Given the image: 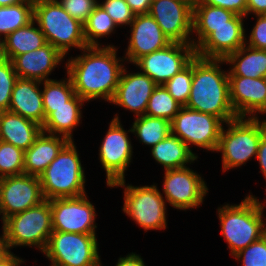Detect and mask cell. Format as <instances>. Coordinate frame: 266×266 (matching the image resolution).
I'll return each instance as SVG.
<instances>
[{
	"label": "cell",
	"mask_w": 266,
	"mask_h": 266,
	"mask_svg": "<svg viewBox=\"0 0 266 266\" xmlns=\"http://www.w3.org/2000/svg\"><path fill=\"white\" fill-rule=\"evenodd\" d=\"M193 76V59L180 72L163 84L169 94L182 106H186Z\"/></svg>",
	"instance_id": "36"
},
{
	"label": "cell",
	"mask_w": 266,
	"mask_h": 266,
	"mask_svg": "<svg viewBox=\"0 0 266 266\" xmlns=\"http://www.w3.org/2000/svg\"><path fill=\"white\" fill-rule=\"evenodd\" d=\"M64 57L53 45L47 43L39 49L17 55L12 63L19 78L43 82L52 80L47 78L48 75H51Z\"/></svg>",
	"instance_id": "21"
},
{
	"label": "cell",
	"mask_w": 266,
	"mask_h": 266,
	"mask_svg": "<svg viewBox=\"0 0 266 266\" xmlns=\"http://www.w3.org/2000/svg\"><path fill=\"white\" fill-rule=\"evenodd\" d=\"M196 56L192 44L171 42L165 48L139 58L134 64L157 85H163Z\"/></svg>",
	"instance_id": "12"
},
{
	"label": "cell",
	"mask_w": 266,
	"mask_h": 266,
	"mask_svg": "<svg viewBox=\"0 0 266 266\" xmlns=\"http://www.w3.org/2000/svg\"><path fill=\"white\" fill-rule=\"evenodd\" d=\"M110 15L113 21L119 25H130L135 14L125 0H105L100 4Z\"/></svg>",
	"instance_id": "39"
},
{
	"label": "cell",
	"mask_w": 266,
	"mask_h": 266,
	"mask_svg": "<svg viewBox=\"0 0 266 266\" xmlns=\"http://www.w3.org/2000/svg\"><path fill=\"white\" fill-rule=\"evenodd\" d=\"M41 132L24 153V174L40 176L69 142L65 137ZM62 137V138H60Z\"/></svg>",
	"instance_id": "23"
},
{
	"label": "cell",
	"mask_w": 266,
	"mask_h": 266,
	"mask_svg": "<svg viewBox=\"0 0 266 266\" xmlns=\"http://www.w3.org/2000/svg\"><path fill=\"white\" fill-rule=\"evenodd\" d=\"M123 68L115 94L110 103L130 110L138 116L145 115L149 98L157 84L146 74L128 73Z\"/></svg>",
	"instance_id": "20"
},
{
	"label": "cell",
	"mask_w": 266,
	"mask_h": 266,
	"mask_svg": "<svg viewBox=\"0 0 266 266\" xmlns=\"http://www.w3.org/2000/svg\"><path fill=\"white\" fill-rule=\"evenodd\" d=\"M235 15L232 11L224 8L202 4L199 0H194L192 27L231 26V19Z\"/></svg>",
	"instance_id": "32"
},
{
	"label": "cell",
	"mask_w": 266,
	"mask_h": 266,
	"mask_svg": "<svg viewBox=\"0 0 266 266\" xmlns=\"http://www.w3.org/2000/svg\"><path fill=\"white\" fill-rule=\"evenodd\" d=\"M110 122L99 148L100 162L106 171V183L109 187L125 179V170L129 167L133 155L131 140L122 127L118 114Z\"/></svg>",
	"instance_id": "15"
},
{
	"label": "cell",
	"mask_w": 266,
	"mask_h": 266,
	"mask_svg": "<svg viewBox=\"0 0 266 266\" xmlns=\"http://www.w3.org/2000/svg\"><path fill=\"white\" fill-rule=\"evenodd\" d=\"M135 15L149 13L152 0H125Z\"/></svg>",
	"instance_id": "43"
},
{
	"label": "cell",
	"mask_w": 266,
	"mask_h": 266,
	"mask_svg": "<svg viewBox=\"0 0 266 266\" xmlns=\"http://www.w3.org/2000/svg\"><path fill=\"white\" fill-rule=\"evenodd\" d=\"M151 149L153 158L164 170L186 167L187 163L191 164L198 157L180 138L172 134Z\"/></svg>",
	"instance_id": "28"
},
{
	"label": "cell",
	"mask_w": 266,
	"mask_h": 266,
	"mask_svg": "<svg viewBox=\"0 0 266 266\" xmlns=\"http://www.w3.org/2000/svg\"><path fill=\"white\" fill-rule=\"evenodd\" d=\"M131 35L124 59L135 63L139 58L168 46L171 41L149 14L135 15L130 24Z\"/></svg>",
	"instance_id": "19"
},
{
	"label": "cell",
	"mask_w": 266,
	"mask_h": 266,
	"mask_svg": "<svg viewBox=\"0 0 266 266\" xmlns=\"http://www.w3.org/2000/svg\"><path fill=\"white\" fill-rule=\"evenodd\" d=\"M96 234L53 231L43 253L51 266H100Z\"/></svg>",
	"instance_id": "9"
},
{
	"label": "cell",
	"mask_w": 266,
	"mask_h": 266,
	"mask_svg": "<svg viewBox=\"0 0 266 266\" xmlns=\"http://www.w3.org/2000/svg\"><path fill=\"white\" fill-rule=\"evenodd\" d=\"M25 1L26 0H0V6H12Z\"/></svg>",
	"instance_id": "49"
},
{
	"label": "cell",
	"mask_w": 266,
	"mask_h": 266,
	"mask_svg": "<svg viewBox=\"0 0 266 266\" xmlns=\"http://www.w3.org/2000/svg\"><path fill=\"white\" fill-rule=\"evenodd\" d=\"M32 20L2 39L3 58L13 60L17 55L34 51L47 44L44 34Z\"/></svg>",
	"instance_id": "27"
},
{
	"label": "cell",
	"mask_w": 266,
	"mask_h": 266,
	"mask_svg": "<svg viewBox=\"0 0 266 266\" xmlns=\"http://www.w3.org/2000/svg\"><path fill=\"white\" fill-rule=\"evenodd\" d=\"M42 132L37 123L8 110L0 114V141L9 143L24 152Z\"/></svg>",
	"instance_id": "24"
},
{
	"label": "cell",
	"mask_w": 266,
	"mask_h": 266,
	"mask_svg": "<svg viewBox=\"0 0 266 266\" xmlns=\"http://www.w3.org/2000/svg\"><path fill=\"white\" fill-rule=\"evenodd\" d=\"M83 54L70 57L65 63L75 93L85 102L102 98L111 102L123 68L117 58V48L113 45L103 47L87 46Z\"/></svg>",
	"instance_id": "1"
},
{
	"label": "cell",
	"mask_w": 266,
	"mask_h": 266,
	"mask_svg": "<svg viewBox=\"0 0 266 266\" xmlns=\"http://www.w3.org/2000/svg\"><path fill=\"white\" fill-rule=\"evenodd\" d=\"M128 132L137 135L140 142L153 147L171 134V122L164 118L142 115L136 117Z\"/></svg>",
	"instance_id": "29"
},
{
	"label": "cell",
	"mask_w": 266,
	"mask_h": 266,
	"mask_svg": "<svg viewBox=\"0 0 266 266\" xmlns=\"http://www.w3.org/2000/svg\"><path fill=\"white\" fill-rule=\"evenodd\" d=\"M116 266H145V263L140 255L130 253L126 257H120Z\"/></svg>",
	"instance_id": "45"
},
{
	"label": "cell",
	"mask_w": 266,
	"mask_h": 266,
	"mask_svg": "<svg viewBox=\"0 0 266 266\" xmlns=\"http://www.w3.org/2000/svg\"><path fill=\"white\" fill-rule=\"evenodd\" d=\"M224 59L193 58V76L186 107L219 117L224 123L237 118L229 98L228 71Z\"/></svg>",
	"instance_id": "2"
},
{
	"label": "cell",
	"mask_w": 266,
	"mask_h": 266,
	"mask_svg": "<svg viewBox=\"0 0 266 266\" xmlns=\"http://www.w3.org/2000/svg\"><path fill=\"white\" fill-rule=\"evenodd\" d=\"M202 4L224 8L236 15L247 16L246 0H199Z\"/></svg>",
	"instance_id": "42"
},
{
	"label": "cell",
	"mask_w": 266,
	"mask_h": 266,
	"mask_svg": "<svg viewBox=\"0 0 266 266\" xmlns=\"http://www.w3.org/2000/svg\"><path fill=\"white\" fill-rule=\"evenodd\" d=\"M38 176L21 174L0 178V215L2 222L44 201Z\"/></svg>",
	"instance_id": "13"
},
{
	"label": "cell",
	"mask_w": 266,
	"mask_h": 266,
	"mask_svg": "<svg viewBox=\"0 0 266 266\" xmlns=\"http://www.w3.org/2000/svg\"><path fill=\"white\" fill-rule=\"evenodd\" d=\"M247 16L248 14L263 15L266 14V0H246Z\"/></svg>",
	"instance_id": "46"
},
{
	"label": "cell",
	"mask_w": 266,
	"mask_h": 266,
	"mask_svg": "<svg viewBox=\"0 0 266 266\" xmlns=\"http://www.w3.org/2000/svg\"><path fill=\"white\" fill-rule=\"evenodd\" d=\"M11 251L9 250L8 243L5 239L4 233L0 236V262L5 259Z\"/></svg>",
	"instance_id": "48"
},
{
	"label": "cell",
	"mask_w": 266,
	"mask_h": 266,
	"mask_svg": "<svg viewBox=\"0 0 266 266\" xmlns=\"http://www.w3.org/2000/svg\"><path fill=\"white\" fill-rule=\"evenodd\" d=\"M22 262L23 259L14 256L11 252L5 259L0 262V266H19Z\"/></svg>",
	"instance_id": "47"
},
{
	"label": "cell",
	"mask_w": 266,
	"mask_h": 266,
	"mask_svg": "<svg viewBox=\"0 0 266 266\" xmlns=\"http://www.w3.org/2000/svg\"><path fill=\"white\" fill-rule=\"evenodd\" d=\"M41 81L18 78L11 94L8 111L21 115L42 127L45 111L42 101Z\"/></svg>",
	"instance_id": "22"
},
{
	"label": "cell",
	"mask_w": 266,
	"mask_h": 266,
	"mask_svg": "<svg viewBox=\"0 0 266 266\" xmlns=\"http://www.w3.org/2000/svg\"><path fill=\"white\" fill-rule=\"evenodd\" d=\"M24 151L0 141V178L24 173Z\"/></svg>",
	"instance_id": "35"
},
{
	"label": "cell",
	"mask_w": 266,
	"mask_h": 266,
	"mask_svg": "<svg viewBox=\"0 0 266 266\" xmlns=\"http://www.w3.org/2000/svg\"><path fill=\"white\" fill-rule=\"evenodd\" d=\"M18 75L14 70L11 60L6 58L0 59V109L6 111L9 109L11 94Z\"/></svg>",
	"instance_id": "37"
},
{
	"label": "cell",
	"mask_w": 266,
	"mask_h": 266,
	"mask_svg": "<svg viewBox=\"0 0 266 266\" xmlns=\"http://www.w3.org/2000/svg\"><path fill=\"white\" fill-rule=\"evenodd\" d=\"M85 102L77 94L69 100V106H60L59 108H44L45 121L42 125V131L48 134L72 139V130L77 127L82 118L81 108Z\"/></svg>",
	"instance_id": "25"
},
{
	"label": "cell",
	"mask_w": 266,
	"mask_h": 266,
	"mask_svg": "<svg viewBox=\"0 0 266 266\" xmlns=\"http://www.w3.org/2000/svg\"><path fill=\"white\" fill-rule=\"evenodd\" d=\"M181 108L182 105L169 94L163 85H157L149 98L145 115L164 118L171 122Z\"/></svg>",
	"instance_id": "33"
},
{
	"label": "cell",
	"mask_w": 266,
	"mask_h": 266,
	"mask_svg": "<svg viewBox=\"0 0 266 266\" xmlns=\"http://www.w3.org/2000/svg\"><path fill=\"white\" fill-rule=\"evenodd\" d=\"M84 25V38L88 46H100L98 38L110 35L117 24L100 3L95 7Z\"/></svg>",
	"instance_id": "31"
},
{
	"label": "cell",
	"mask_w": 266,
	"mask_h": 266,
	"mask_svg": "<svg viewBox=\"0 0 266 266\" xmlns=\"http://www.w3.org/2000/svg\"><path fill=\"white\" fill-rule=\"evenodd\" d=\"M233 257L242 260V266H266V234Z\"/></svg>",
	"instance_id": "38"
},
{
	"label": "cell",
	"mask_w": 266,
	"mask_h": 266,
	"mask_svg": "<svg viewBox=\"0 0 266 266\" xmlns=\"http://www.w3.org/2000/svg\"><path fill=\"white\" fill-rule=\"evenodd\" d=\"M264 205L250 194L238 205L226 204L218 208L221 235L228 243L231 256L266 234V224L263 221Z\"/></svg>",
	"instance_id": "3"
},
{
	"label": "cell",
	"mask_w": 266,
	"mask_h": 266,
	"mask_svg": "<svg viewBox=\"0 0 266 266\" xmlns=\"http://www.w3.org/2000/svg\"><path fill=\"white\" fill-rule=\"evenodd\" d=\"M223 121L212 114L182 106L171 121V134L180 138L190 149V144L216 151Z\"/></svg>",
	"instance_id": "10"
},
{
	"label": "cell",
	"mask_w": 266,
	"mask_h": 266,
	"mask_svg": "<svg viewBox=\"0 0 266 266\" xmlns=\"http://www.w3.org/2000/svg\"><path fill=\"white\" fill-rule=\"evenodd\" d=\"M256 118L237 117L221 130L216 152L222 153L223 172L240 167L257 156L259 142L266 133V123Z\"/></svg>",
	"instance_id": "6"
},
{
	"label": "cell",
	"mask_w": 266,
	"mask_h": 266,
	"mask_svg": "<svg viewBox=\"0 0 266 266\" xmlns=\"http://www.w3.org/2000/svg\"><path fill=\"white\" fill-rule=\"evenodd\" d=\"M224 60L232 65L228 76L266 78V50L252 48L246 43Z\"/></svg>",
	"instance_id": "26"
},
{
	"label": "cell",
	"mask_w": 266,
	"mask_h": 266,
	"mask_svg": "<svg viewBox=\"0 0 266 266\" xmlns=\"http://www.w3.org/2000/svg\"><path fill=\"white\" fill-rule=\"evenodd\" d=\"M244 16L235 15L231 26L192 27L198 40H192L196 55L207 59H225L246 44ZM196 42H195V41Z\"/></svg>",
	"instance_id": "11"
},
{
	"label": "cell",
	"mask_w": 266,
	"mask_h": 266,
	"mask_svg": "<svg viewBox=\"0 0 266 266\" xmlns=\"http://www.w3.org/2000/svg\"><path fill=\"white\" fill-rule=\"evenodd\" d=\"M2 229L10 250L16 246H35L43 253L53 232L50 201L45 199L24 212L6 218Z\"/></svg>",
	"instance_id": "7"
},
{
	"label": "cell",
	"mask_w": 266,
	"mask_h": 266,
	"mask_svg": "<svg viewBox=\"0 0 266 266\" xmlns=\"http://www.w3.org/2000/svg\"><path fill=\"white\" fill-rule=\"evenodd\" d=\"M194 0H152L149 14L175 43L192 44Z\"/></svg>",
	"instance_id": "16"
},
{
	"label": "cell",
	"mask_w": 266,
	"mask_h": 266,
	"mask_svg": "<svg viewBox=\"0 0 266 266\" xmlns=\"http://www.w3.org/2000/svg\"><path fill=\"white\" fill-rule=\"evenodd\" d=\"M63 9L72 18L84 24L95 7L99 4L97 0H60Z\"/></svg>",
	"instance_id": "40"
},
{
	"label": "cell",
	"mask_w": 266,
	"mask_h": 266,
	"mask_svg": "<svg viewBox=\"0 0 266 266\" xmlns=\"http://www.w3.org/2000/svg\"><path fill=\"white\" fill-rule=\"evenodd\" d=\"M163 192L166 203L179 210L198 208L208 187L203 178L189 167L165 170Z\"/></svg>",
	"instance_id": "17"
},
{
	"label": "cell",
	"mask_w": 266,
	"mask_h": 266,
	"mask_svg": "<svg viewBox=\"0 0 266 266\" xmlns=\"http://www.w3.org/2000/svg\"><path fill=\"white\" fill-rule=\"evenodd\" d=\"M53 231L96 234V211L87 195L51 199Z\"/></svg>",
	"instance_id": "14"
},
{
	"label": "cell",
	"mask_w": 266,
	"mask_h": 266,
	"mask_svg": "<svg viewBox=\"0 0 266 266\" xmlns=\"http://www.w3.org/2000/svg\"><path fill=\"white\" fill-rule=\"evenodd\" d=\"M74 141H69L39 176L44 199L78 197L85 193V173Z\"/></svg>",
	"instance_id": "5"
},
{
	"label": "cell",
	"mask_w": 266,
	"mask_h": 266,
	"mask_svg": "<svg viewBox=\"0 0 266 266\" xmlns=\"http://www.w3.org/2000/svg\"><path fill=\"white\" fill-rule=\"evenodd\" d=\"M3 58L2 55V38H0V59Z\"/></svg>",
	"instance_id": "50"
},
{
	"label": "cell",
	"mask_w": 266,
	"mask_h": 266,
	"mask_svg": "<svg viewBox=\"0 0 266 266\" xmlns=\"http://www.w3.org/2000/svg\"><path fill=\"white\" fill-rule=\"evenodd\" d=\"M33 20L47 43L64 56L72 47L82 50L88 46L84 38V25L72 18L58 0H34Z\"/></svg>",
	"instance_id": "4"
},
{
	"label": "cell",
	"mask_w": 266,
	"mask_h": 266,
	"mask_svg": "<svg viewBox=\"0 0 266 266\" xmlns=\"http://www.w3.org/2000/svg\"><path fill=\"white\" fill-rule=\"evenodd\" d=\"M255 16L257 21L251 30L248 46L266 50V14Z\"/></svg>",
	"instance_id": "41"
},
{
	"label": "cell",
	"mask_w": 266,
	"mask_h": 266,
	"mask_svg": "<svg viewBox=\"0 0 266 266\" xmlns=\"http://www.w3.org/2000/svg\"><path fill=\"white\" fill-rule=\"evenodd\" d=\"M262 114H265L266 115V110ZM263 121L266 123V120H263Z\"/></svg>",
	"instance_id": "51"
},
{
	"label": "cell",
	"mask_w": 266,
	"mask_h": 266,
	"mask_svg": "<svg viewBox=\"0 0 266 266\" xmlns=\"http://www.w3.org/2000/svg\"><path fill=\"white\" fill-rule=\"evenodd\" d=\"M256 159L259 161L260 169L266 179V133L259 142Z\"/></svg>",
	"instance_id": "44"
},
{
	"label": "cell",
	"mask_w": 266,
	"mask_h": 266,
	"mask_svg": "<svg viewBox=\"0 0 266 266\" xmlns=\"http://www.w3.org/2000/svg\"><path fill=\"white\" fill-rule=\"evenodd\" d=\"M125 179L113 183L112 187H124L123 212L140 227L147 230L166 229V200L156 185L132 186Z\"/></svg>",
	"instance_id": "8"
},
{
	"label": "cell",
	"mask_w": 266,
	"mask_h": 266,
	"mask_svg": "<svg viewBox=\"0 0 266 266\" xmlns=\"http://www.w3.org/2000/svg\"><path fill=\"white\" fill-rule=\"evenodd\" d=\"M34 0L12 5L0 6V36L4 38L13 31L26 26L33 20Z\"/></svg>",
	"instance_id": "30"
},
{
	"label": "cell",
	"mask_w": 266,
	"mask_h": 266,
	"mask_svg": "<svg viewBox=\"0 0 266 266\" xmlns=\"http://www.w3.org/2000/svg\"><path fill=\"white\" fill-rule=\"evenodd\" d=\"M63 80H47L41 82L44 85L42 91L43 108H59L69 106V100L76 94L71 78L67 76Z\"/></svg>",
	"instance_id": "34"
},
{
	"label": "cell",
	"mask_w": 266,
	"mask_h": 266,
	"mask_svg": "<svg viewBox=\"0 0 266 266\" xmlns=\"http://www.w3.org/2000/svg\"><path fill=\"white\" fill-rule=\"evenodd\" d=\"M228 77L230 103L236 116L256 118V113L262 115L266 110V78Z\"/></svg>",
	"instance_id": "18"
}]
</instances>
